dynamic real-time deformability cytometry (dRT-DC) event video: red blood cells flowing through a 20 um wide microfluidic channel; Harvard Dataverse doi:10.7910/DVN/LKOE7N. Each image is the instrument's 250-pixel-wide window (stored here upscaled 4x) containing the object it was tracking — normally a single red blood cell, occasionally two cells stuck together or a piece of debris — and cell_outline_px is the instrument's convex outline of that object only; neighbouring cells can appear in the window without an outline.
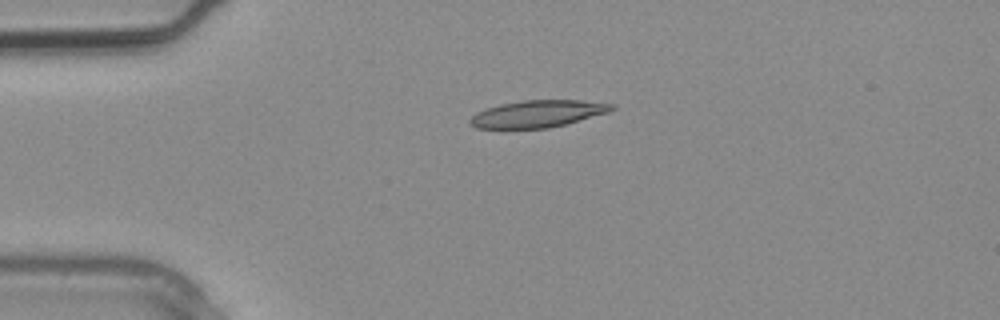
{"species": "common noctule bat (a hibernating species)", "species_latin": "Nyctalus noctula", "temperature_condition": "warm", "stored_images_in_passage": 3, "camera_frame_rate_fps": 3000, "um_per_image_px": 0.085, "animal": {"sex": "male", "body_mass_g": 20.4}, "frame": {"image": 1, "passage_image": 2, "time_ms": 0.333, "image_size_px": [1000, 320], "cell_outline_px": [[616, 108], [612, 112], [548, 128], [508, 132], [476, 128], [468, 124], [468, 120], [476, 112], [500, 104], [524, 100], [580, 100], [616, 104]], "centroid_in_image_um": [45.64, 9.72], "position_along_channel_um": 39.4, "area_um2": 23.47}}
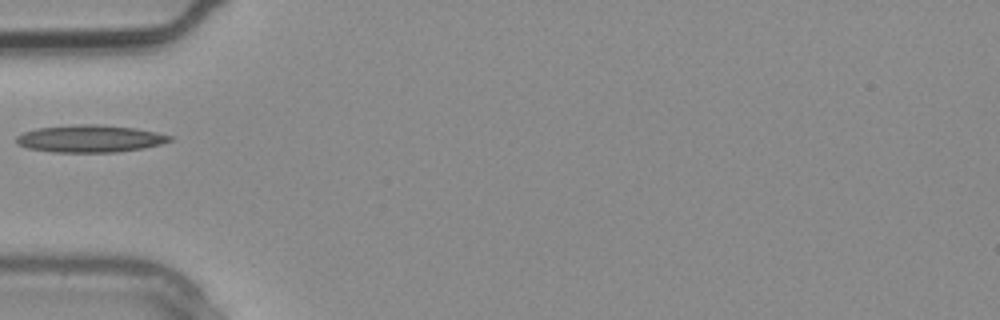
{"frame": {"image": 2, "passage_image": 3, "time_ms": 0.667, "image_size_px": [1000, 320], "cell_outline_px": [[172, 140], [160, 144], [144, 148], [116, 152], [52, 152], [28, 148], [16, 144], [16, 136], [24, 132], [36, 128], [80, 124], [100, 124], [132, 128], [156, 132], [172, 136]], "centroid_in_image_um": [7.62, 11.79], "position_along_channel_um": 77.4, "area_um2": 24.33}}